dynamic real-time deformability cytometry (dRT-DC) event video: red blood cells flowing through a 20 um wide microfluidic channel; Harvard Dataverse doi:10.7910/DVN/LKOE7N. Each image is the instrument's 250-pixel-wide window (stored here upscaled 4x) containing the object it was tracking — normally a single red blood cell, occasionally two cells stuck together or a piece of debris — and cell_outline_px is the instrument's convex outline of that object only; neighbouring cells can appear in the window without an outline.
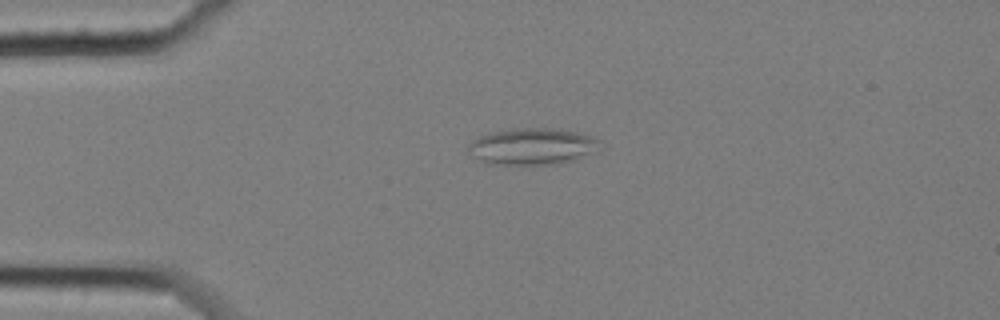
{"species": "common noctule bat (a hibernating species)", "species_latin": "Nyctalus noctula", "temperature_condition": "cold", "stored_images_in_passage": 39, "camera_frame_rate_fps": 3000, "um_per_image_px": 0.085, "animal": {"sex": "female", "body_mass_g": 25.1}, "frame": {"image": 1, "passage_image": 1, "time_ms": 0.0, "image_size_px": [1000, 320], "cell_outline_px": [[604, 140], [600, 152], [576, 160], [560, 164], [484, 164], [472, 156], [468, 152], [468, 144], [472, 140], [480, 136], [492, 132], [516, 128], [552, 128], [576, 132], [592, 136]], "centroid_in_image_um": [45.34, 12.46], "position_along_channel_um": 39.7, "area_um2": 28.84}}
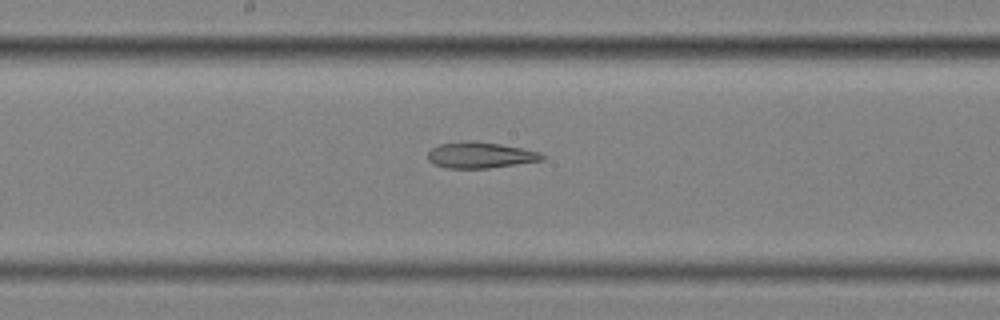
{"frame": {"image": 2, "passage_image": 18, "time_ms": 5.667, "image_size_px": [1000, 320], "cell_outline_px": [[548, 156], [544, 160], [488, 168], [444, 168], [432, 164], [428, 160], [428, 152], [432, 148], [440, 144], [468, 140], [476, 140], [500, 144], [540, 152]], "centroid_in_image_um": [40.82, 13.18], "position_along_channel_um": 207.4, "area_um2": 17.51}}
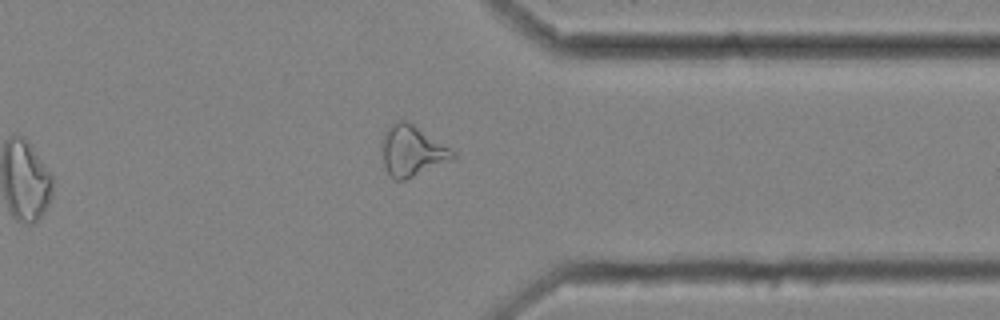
{"frame": {"image": 3, "passage_image": 33, "time_ms": 10.667, "image_size_px": [1000, 320], "cell_outline_px": [[456, 156], [452, 160], [404, 180], [396, 180], [388, 172], [384, 164], [384, 132], [396, 120], [404, 120], [412, 124], [456, 152]], "centroid_in_image_um": [35.05, 12.83], "position_along_channel_um": 376.3, "area_um2": 20.17}, "authors_computed_cell_mechanics": {"area_um2": 18.5538, "velocity_mm_per_s": 3.4592, "shape_relaxation_time_tau1_ms": null, "shape_relaxation_time_tau2_ms": 3.625, "deformation_change_tau1": null, "deformation_change_tau2": 0.1446}}